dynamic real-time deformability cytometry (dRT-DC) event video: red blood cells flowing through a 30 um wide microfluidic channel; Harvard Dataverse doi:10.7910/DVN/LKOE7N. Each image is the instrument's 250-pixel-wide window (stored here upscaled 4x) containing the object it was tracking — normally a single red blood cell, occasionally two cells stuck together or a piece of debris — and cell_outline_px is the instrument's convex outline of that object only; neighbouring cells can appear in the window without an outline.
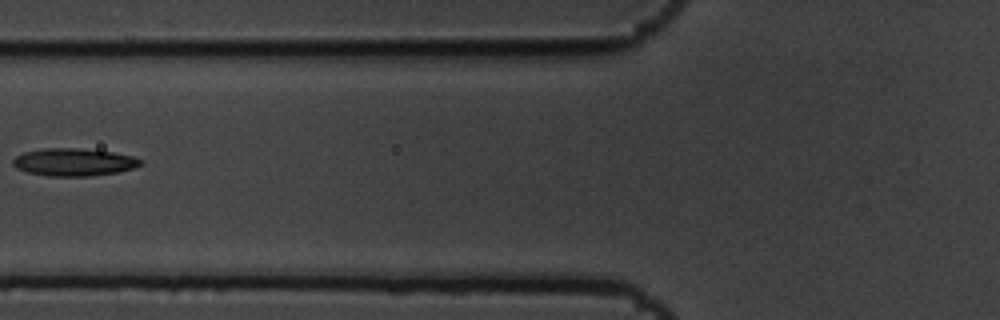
{"species": "common noctule bat (a hibernating species)", "species_latin": "Nyctalus noctula", "temperature_condition": "cold", "stored_images_in_passage": 7, "camera_frame_rate_fps": 3000, "um_per_image_px": 0.085, "animal": {"sex": "male", "body_mass_g": 19.5, "forearm_length_mm": 54.6}, "frame": {"image": 1, "passage_image": 7, "time_ms": 2.0, "image_size_px": [1000, 320], "cell_outline_px": [[144, 164], [136, 168], [116, 172], [88, 176], [48, 176], [28, 172], [16, 168], [12, 164], [12, 160], [16, 156], [24, 152], [40, 148], [80, 148], [112, 152], [132, 156], [144, 160]], "centroid_in_image_um": [6.29, 13.77], "position_along_channel_um": 119.5, "area_um2": 20.69}}